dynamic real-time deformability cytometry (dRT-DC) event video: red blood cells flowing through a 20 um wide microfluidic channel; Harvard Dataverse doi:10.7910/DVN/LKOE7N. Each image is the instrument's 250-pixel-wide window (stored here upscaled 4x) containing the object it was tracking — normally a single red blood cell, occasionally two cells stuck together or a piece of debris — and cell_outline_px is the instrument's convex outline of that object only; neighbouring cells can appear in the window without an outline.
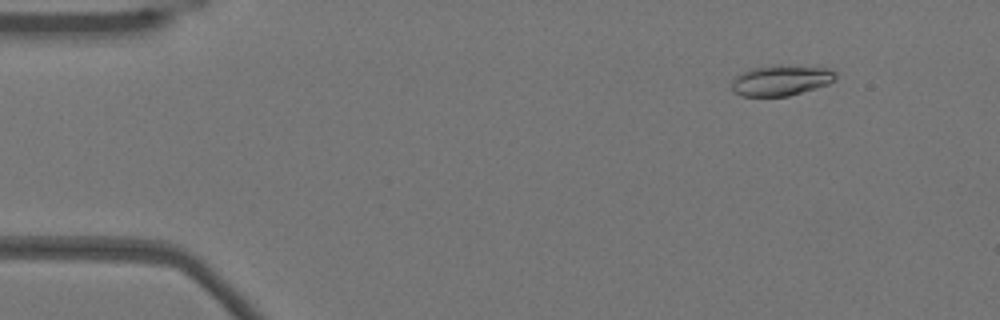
{"species": "Egyptian fruit bat (a non-hibernating species)", "species_latin": "Rousettus aegyptiacus", "temperature_condition": "warm", "stored_images_in_passage": 53, "camera_frame_rate_fps": 3000, "um_per_image_px": 0.085, "animal": {"sex": "female"}, "frame": {"image": 1, "passage_image": 6, "time_ms": 1.667, "image_size_px": [1000, 320], "cell_outline_px": [[836, 80], [828, 84], [816, 88], [788, 96], [740, 96], [732, 92], [732, 80], [736, 76], [748, 68], [780, 64], [828, 68], [836, 72]], "centroid_in_image_um": [66.37, 6.82], "position_along_channel_um": 18.6, "area_um2": 18.84}}
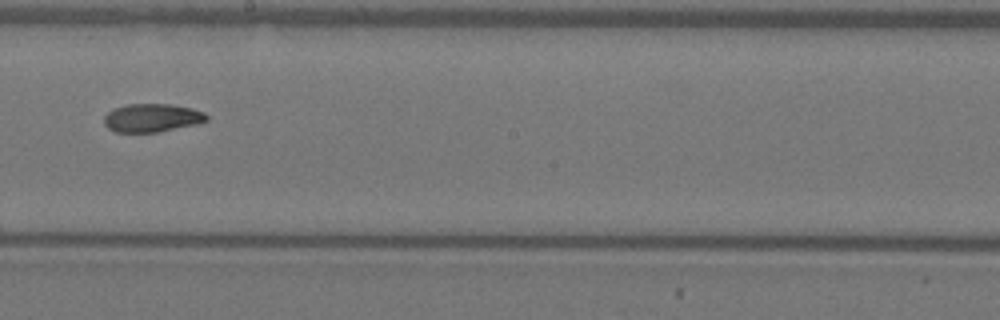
{"frame": {"image": 2, "passage_image": 30, "time_ms": 9.667, "image_size_px": [1000, 320], "cell_outline_px": [[208, 120], [196, 124], [156, 132], [116, 132], [108, 128], [104, 124], [104, 116], [112, 108], [128, 104], [172, 104], [192, 108], [204, 112], [208, 116]], "centroid_in_image_um": [12.9, 10.01], "position_along_channel_um": 235.3, "area_um2": 16.94}}
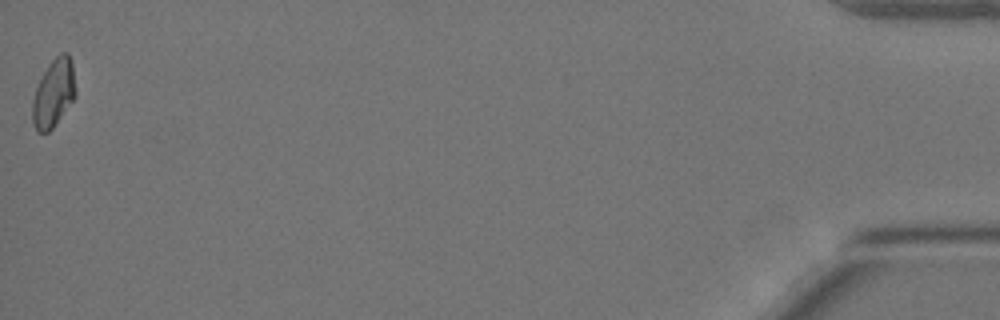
{"frame": {"image": 3, "passage_image": 53, "time_ms": 17.333, "image_size_px": [1000, 320], "cell_outline_px": [[76, 96], [52, 128], [48, 132], [36, 132], [32, 120], [32, 100], [36, 88], [44, 72], [52, 60], [60, 52], [68, 52], [72, 64], [76, 92]], "centroid_in_image_um": [4.55, 7.92], "position_along_channel_um": 430.6, "area_um2": 16.94}, "authors_computed_cell_mechanics": {"area_um2": 17.4556, "velocity_mm_per_s": 3.8459, "shape_relaxation_time_tau1_ms": null, "shape_relaxation_time_tau2_ms": 3.3188, "deformation_change_tau1": null, "deformation_change_tau2": 0.0799}}